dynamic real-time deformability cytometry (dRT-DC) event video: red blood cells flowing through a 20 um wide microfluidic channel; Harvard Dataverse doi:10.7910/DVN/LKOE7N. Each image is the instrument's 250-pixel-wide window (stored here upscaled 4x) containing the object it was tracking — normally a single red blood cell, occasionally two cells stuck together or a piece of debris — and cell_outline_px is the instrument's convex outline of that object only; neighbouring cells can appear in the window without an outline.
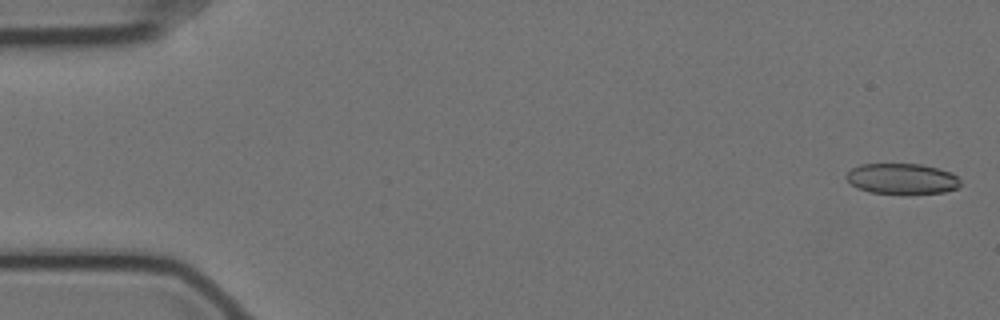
{"species": "Egyptian fruit bat (a non-hibernating species)", "species_latin": "Rousettus aegyptiacus", "temperature_condition": "cold", "stored_images_in_passage": 12, "camera_frame_rate_fps": 3000, "um_per_image_px": 0.085, "animal": {"sex": "female"}, "frame": {"image": 1, "passage_image": 2, "time_ms": 0.333, "image_size_px": [1000, 320], "cell_outline_px": [[960, 184], [956, 188], [944, 192], [908, 196], [900, 196], [868, 192], [856, 188], [844, 176], [852, 168], [860, 164], [920, 164], [936, 168], [948, 172], [956, 176], [960, 180]], "centroid_in_image_um": [76.63, 15.24], "position_along_channel_um": 8.4, "area_um2": 20.98}}